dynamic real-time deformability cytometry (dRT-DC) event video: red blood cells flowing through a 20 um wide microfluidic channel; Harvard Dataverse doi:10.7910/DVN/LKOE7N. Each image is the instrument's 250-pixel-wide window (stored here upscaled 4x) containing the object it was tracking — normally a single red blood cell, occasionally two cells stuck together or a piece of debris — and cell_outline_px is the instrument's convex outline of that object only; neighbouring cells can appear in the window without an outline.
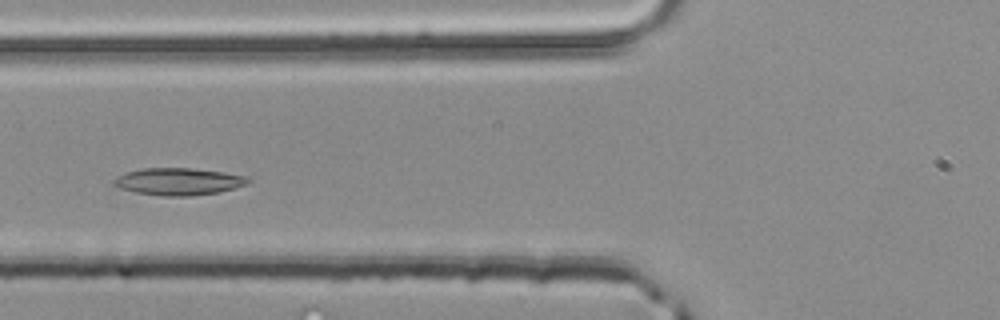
{"species": "common noctule bat (a hibernating species)", "species_latin": "Nyctalus noctula", "temperature_condition": "room temperature", "stored_images_in_passage": 36, "camera_frame_rate_fps": 3000, "um_per_image_px": 0.085, "animal": {"sex": "male", "body_mass_g": 20.4}, "frame": {"image": 1, "passage_image": 14, "time_ms": 4.333, "image_size_px": [1000, 320], "cell_outline_px": [[252, 180], [248, 184], [220, 192], [188, 196], [164, 196], [136, 192], [120, 188], [112, 184], [112, 180], [116, 176], [140, 168], [192, 168], [224, 172], [248, 176]], "centroid_in_image_um": [15.2, 15.42], "position_along_channel_um": 110.6, "area_um2": 21.39}}
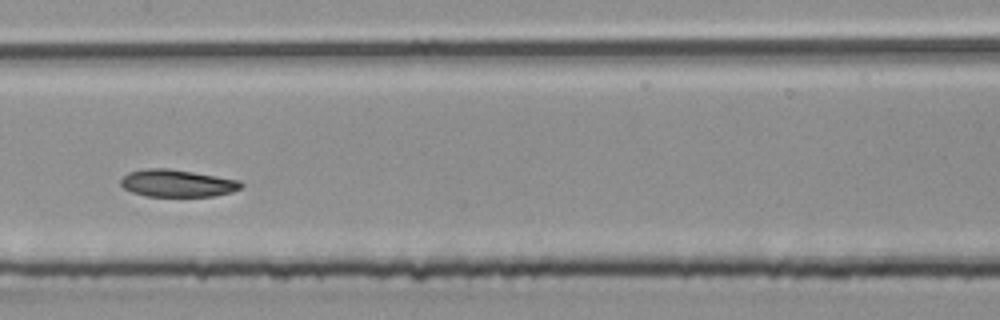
{"frame": {"image": 2, "passage_image": 20, "time_ms": 6.333, "image_size_px": [1000, 320], "cell_outline_px": [[244, 184], [240, 188], [232, 192], [212, 196], [148, 196], [132, 192], [124, 188], [120, 184], [120, 180], [128, 172], [144, 168], [168, 168], [240, 180]], "centroid_in_image_um": [15.05, 15.57], "position_along_channel_um": 192.4, "area_um2": 19.07}}
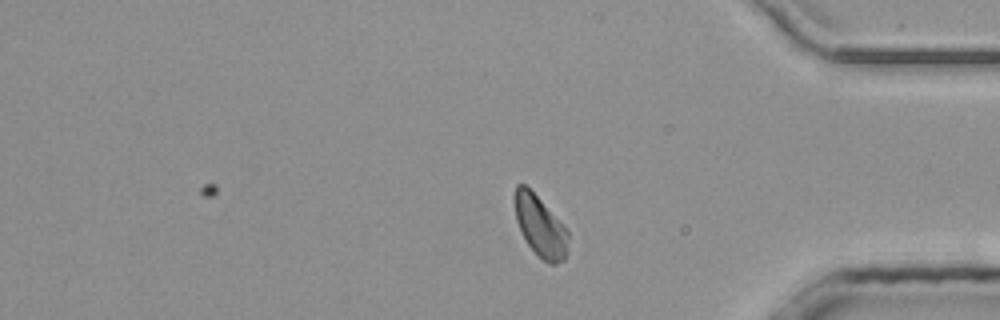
{"frame": {"image": 3, "passage_image": 36, "time_ms": 11.667, "image_size_px": [1000, 320], "cell_outline_px": [[568, 236], [564, 260], [556, 264], [548, 264], [528, 244], [516, 220], [512, 196], [516, 184], [524, 184], [536, 196], [568, 232]], "centroid_in_image_um": [45.86, 19.21], "position_along_channel_um": 389.3, "area_um2": 18.32}}